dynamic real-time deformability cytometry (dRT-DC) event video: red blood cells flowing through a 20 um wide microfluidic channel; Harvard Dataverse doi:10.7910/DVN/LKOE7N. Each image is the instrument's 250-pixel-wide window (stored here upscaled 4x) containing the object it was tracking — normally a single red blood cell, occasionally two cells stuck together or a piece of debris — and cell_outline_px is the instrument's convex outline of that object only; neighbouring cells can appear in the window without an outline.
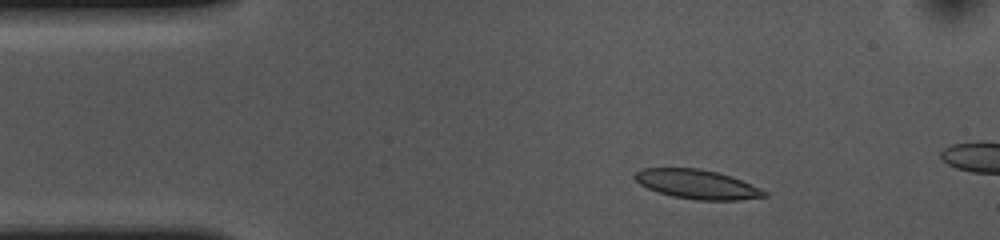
{"species": "common noctule bat (a hibernating species)", "species_latin": "Nyctalus noctula", "temperature_condition": "cold", "stored_images_in_passage": 12, "camera_frame_rate_fps": 3000, "um_per_image_px": 0.085, "animal": {"sex": "female", "body_mass_g": 10.0, "forearm_length_mm": 53.1}, "frame": {"image": 1, "passage_image": 6, "time_ms": 1.667, "image_size_px": [1000, 240], "cell_outline_px": [[768, 196], [740, 200], [696, 200], [672, 196], [648, 188], [640, 184], [632, 176], [636, 172], [644, 168], [700, 168], [732, 176], [760, 188], [768, 192]], "centroid_in_image_um": [59.28, 15.66], "position_along_channel_um": 25.7, "area_um2": 22.02}}